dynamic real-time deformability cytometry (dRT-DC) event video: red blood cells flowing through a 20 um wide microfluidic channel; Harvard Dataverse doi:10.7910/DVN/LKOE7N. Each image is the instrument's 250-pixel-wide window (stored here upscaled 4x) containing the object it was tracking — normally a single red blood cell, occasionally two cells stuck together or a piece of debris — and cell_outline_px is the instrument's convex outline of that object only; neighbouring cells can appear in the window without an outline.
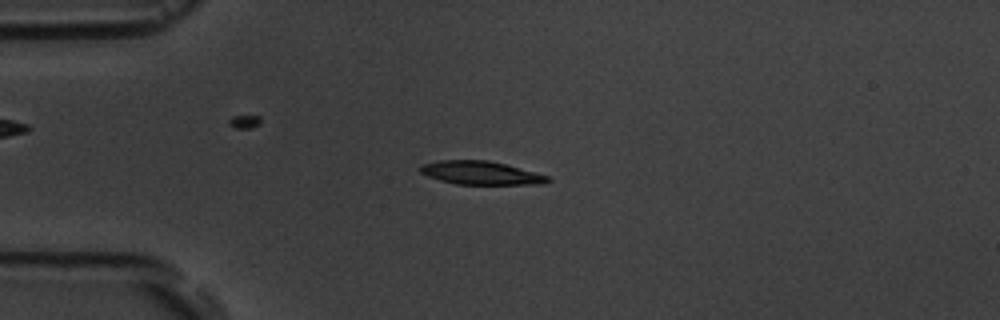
{"species": "common noctule bat (a hibernating species)", "species_latin": "Nyctalus noctula", "temperature_condition": "room temperature", "stored_images_in_passage": 5, "camera_frame_rate_fps": 3000, "um_per_image_px": 0.085, "animal": {"sex": "male", "body_mass_g": 19.5, "forearm_length_mm": 54.6}, "frame": {"image": 1, "passage_image": 3, "time_ms": 3.333, "image_size_px": [1000, 320], "cell_outline_px": [[552, 180], [544, 184], [456, 184], [440, 180], [428, 176], [420, 172], [420, 164], [440, 160], [488, 160], [504, 164], [548, 176]], "centroid_in_image_um": [40.84, 14.69], "position_along_channel_um": 44.2, "area_um2": 17.22}}
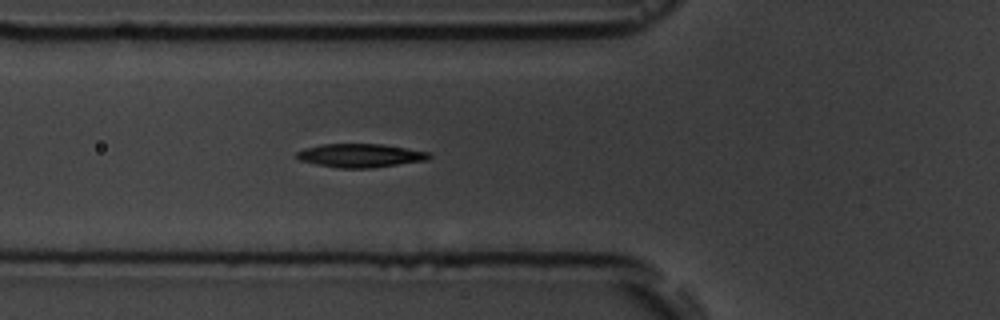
{"frame": {"image": 2, "passage_image": 5, "time_ms": 5.333, "image_size_px": [1000, 320], "cell_outline_px": [[432, 156], [428, 160], [372, 168], [340, 168], [316, 164], [300, 160], [296, 156], [296, 152], [304, 148], [320, 144], [380, 144], [428, 152]], "centroid_in_image_um": [30.61, 13.22], "position_along_channel_um": 95.2, "area_um2": 18.09}}